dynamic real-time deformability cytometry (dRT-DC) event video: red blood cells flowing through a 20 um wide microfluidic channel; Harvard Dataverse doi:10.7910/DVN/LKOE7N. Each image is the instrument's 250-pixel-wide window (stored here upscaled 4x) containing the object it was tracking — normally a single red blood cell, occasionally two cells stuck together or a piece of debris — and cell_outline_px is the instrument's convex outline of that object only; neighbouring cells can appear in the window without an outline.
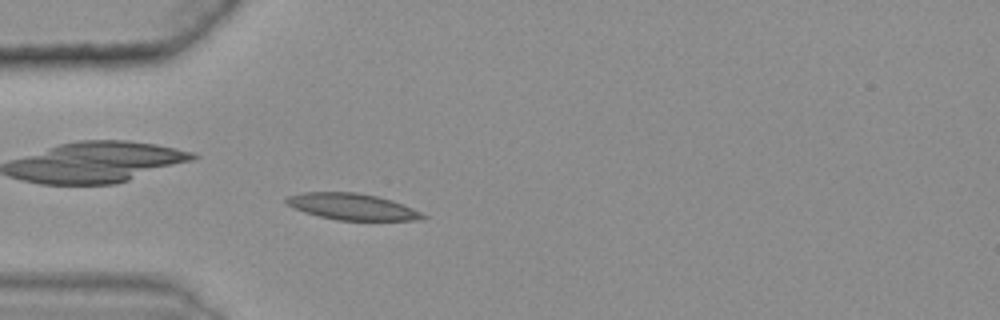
{"species": "common noctule bat (a hibernating species)", "species_latin": "Nyctalus noctula", "temperature_condition": "warm", "stored_images_in_passage": 35, "camera_frame_rate_fps": 3000, "um_per_image_px": 0.085, "animal": {"sex": "female", "body_mass_g": 25.1}, "frame": {"image": 1, "passage_image": 7, "time_ms": 2.0, "image_size_px": [1000, 320], "cell_outline_px": [[428, 216], [424, 220], [336, 220], [304, 212], [288, 204], [284, 200], [288, 196], [304, 192], [356, 192], [376, 196], [392, 200], [412, 208]], "centroid_in_image_um": [29.96, 17.57], "position_along_channel_um": 55.0, "area_um2": 20.81}}
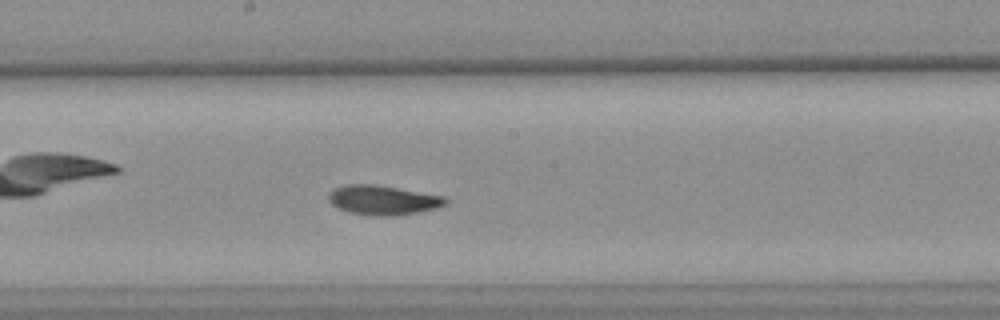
{"frame": {"image": 2, "passage_image": 21, "time_ms": 6.667, "image_size_px": [1000, 320], "cell_outline_px": [[448, 200], [444, 204], [436, 208], [420, 212], [396, 216], [376, 216], [348, 212], [332, 204], [328, 200], [328, 196], [336, 188], [344, 184], [376, 184], [444, 196]], "centroid_in_image_um": [32.56, 17.01], "position_along_channel_um": 215.6, "area_um2": 20.06}}
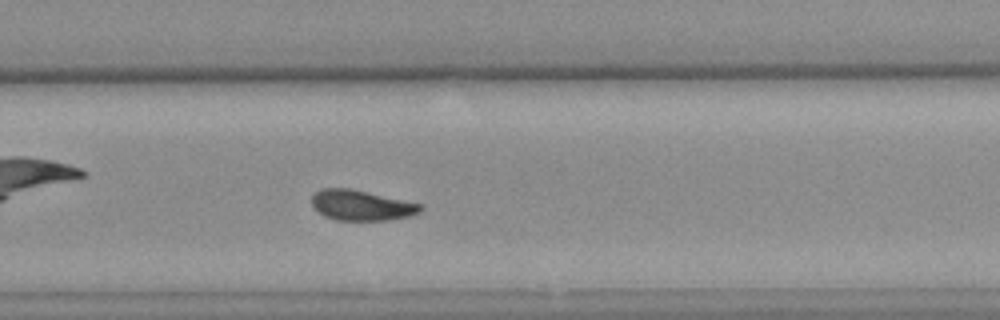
{"frame": {"image": 3, "passage_image": 28, "time_ms": 9.0, "image_size_px": [1000, 320], "cell_outline_px": [[424, 208], [420, 212], [412, 216], [388, 220], [336, 220], [324, 216], [312, 204], [312, 196], [320, 188], [348, 188], [420, 204]], "centroid_in_image_um": [30.72, 17.46], "position_along_channel_um": 299.1, "area_um2": 18.96}, "authors_computed_cell_mechanics": {"area_um2": 19.7676, "velocity_mm_per_s": 3.5817, "shape_relaxation_time_tau1_ms": 3.7003, "shape_relaxation_time_tau2_ms": 3.1728, "deformation_change_tau1": 0.1349, "deformation_change_tau2": 0.0938}}